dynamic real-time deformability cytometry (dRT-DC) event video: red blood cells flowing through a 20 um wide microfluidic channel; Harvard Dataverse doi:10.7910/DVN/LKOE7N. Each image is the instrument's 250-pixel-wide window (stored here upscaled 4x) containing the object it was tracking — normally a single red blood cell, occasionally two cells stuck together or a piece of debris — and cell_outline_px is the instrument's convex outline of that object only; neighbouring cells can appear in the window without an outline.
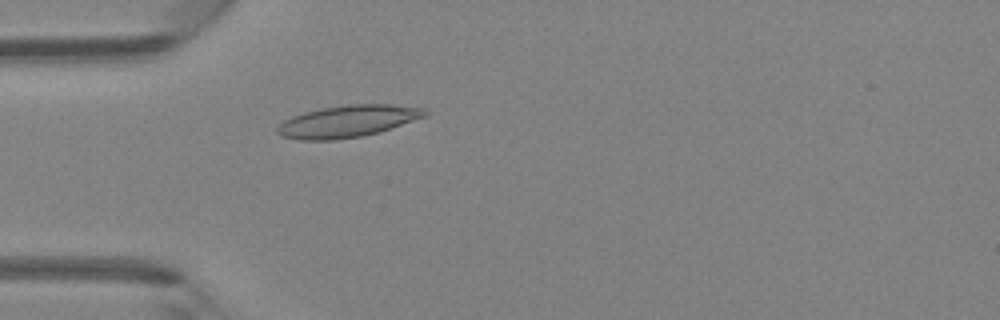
{"species": "Egyptian fruit bat (a non-hibernating species)", "species_latin": "Rousettus aegyptiacus", "temperature_condition": "room temperature", "stored_images_in_passage": 4, "camera_frame_rate_fps": 3000, "um_per_image_px": 0.085, "animal": {"sex": "female"}, "frame": {"image": 1, "passage_image": 4, "time_ms": 4.333, "image_size_px": [1000, 320], "cell_outline_px": [[428, 112], [424, 116], [380, 132], [360, 136], [332, 140], [300, 140], [280, 136], [276, 132], [276, 128], [284, 120], [292, 116], [304, 112], [320, 108], [344, 104], [392, 104], [424, 108]], "centroid_in_image_um": [29.5, 10.3], "position_along_channel_um": 55.5, "area_um2": 27.46}}